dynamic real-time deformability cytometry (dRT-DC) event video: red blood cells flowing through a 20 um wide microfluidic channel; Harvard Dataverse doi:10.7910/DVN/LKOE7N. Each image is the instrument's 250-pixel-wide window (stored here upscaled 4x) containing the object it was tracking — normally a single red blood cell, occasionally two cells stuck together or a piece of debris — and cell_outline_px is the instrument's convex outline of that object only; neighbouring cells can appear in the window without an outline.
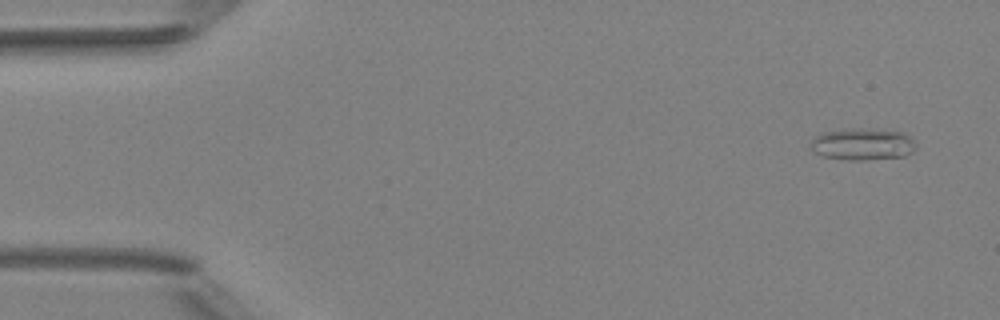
{"species": "Egyptian fruit bat (a non-hibernating species)", "species_latin": "Rousettus aegyptiacus", "temperature_condition": "room temperature", "stored_images_in_passage": 6, "camera_frame_rate_fps": 3000, "um_per_image_px": 0.085, "animal": {"sex": "female"}, "frame": {"image": 1, "passage_image": 1, "time_ms": 0.0, "image_size_px": [1000, 320], "cell_outline_px": [[916, 148], [912, 152], [904, 156], [864, 160], [848, 160], [824, 156], [812, 152], [808, 148], [812, 140], [816, 136], [824, 132], [844, 128], [872, 128], [904, 132], [916, 144]], "centroid_in_image_um": [73.29, 12.24], "position_along_channel_um": 11.7, "area_um2": 19.88}}
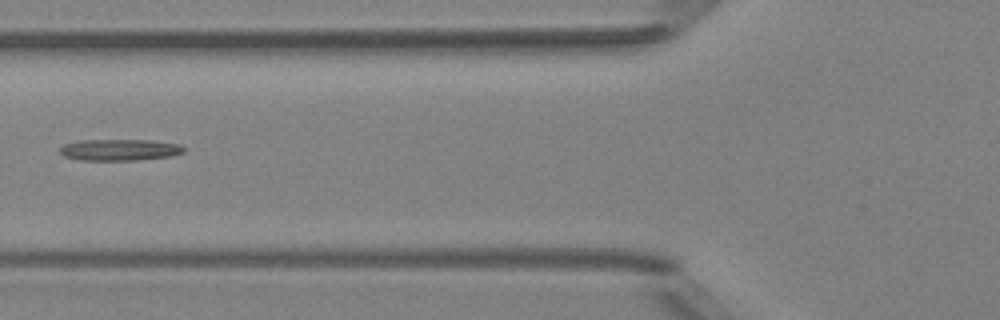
{"frame": {"image": 2, "passage_image": 5, "time_ms": 5.667, "image_size_px": [1000, 320], "cell_outline_px": [[184, 152], [172, 156], [136, 160], [80, 160], [64, 156], [60, 152], [60, 148], [64, 144], [80, 140], [152, 140], [180, 144], [184, 148]], "centroid_in_image_um": [10.18, 12.73], "position_along_channel_um": 115.6, "area_um2": 15.49}}
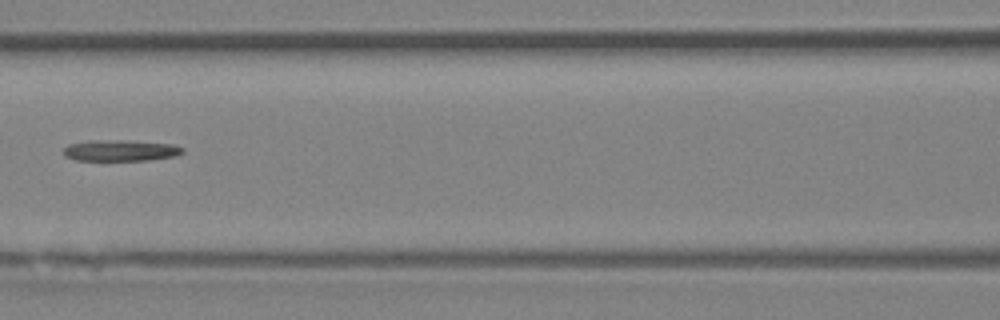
{"frame": {"image": 3, "passage_image": 6, "time_ms": 6.667, "image_size_px": [1000, 320], "cell_outline_px": [[184, 152], [176, 156], [144, 160], [76, 160], [64, 156], [64, 148], [68, 144], [92, 140], [124, 140], [172, 144], [184, 148]], "centroid_in_image_um": [10.23, 12.78], "position_along_channel_um": 156.4, "area_um2": 14.62}}